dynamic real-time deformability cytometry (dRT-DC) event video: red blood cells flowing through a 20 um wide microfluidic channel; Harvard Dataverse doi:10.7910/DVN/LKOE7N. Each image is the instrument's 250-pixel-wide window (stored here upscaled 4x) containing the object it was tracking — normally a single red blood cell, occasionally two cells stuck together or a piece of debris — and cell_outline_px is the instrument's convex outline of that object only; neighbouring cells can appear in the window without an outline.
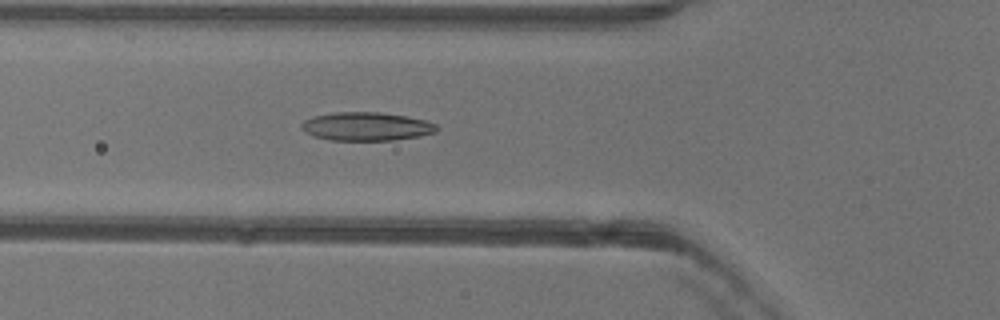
{"species": "common noctule bat (a hibernating species)", "species_latin": "Nyctalus noctula", "temperature_condition": "warm", "stored_images_in_passage": 45, "camera_frame_rate_fps": 3000, "um_per_image_px": 0.085, "animal": {"sex": "female"}, "frame": {"image": 1, "passage_image": 17, "time_ms": 5.333, "image_size_px": [1000, 320], "cell_outline_px": [[440, 128], [436, 132], [396, 140], [328, 140], [304, 132], [300, 128], [300, 124], [304, 120], [312, 116], [336, 112], [380, 112], [408, 116], [424, 120], [436, 124]], "centroid_in_image_um": [31.13, 10.74], "position_along_channel_um": 94.7, "area_um2": 22.54}}
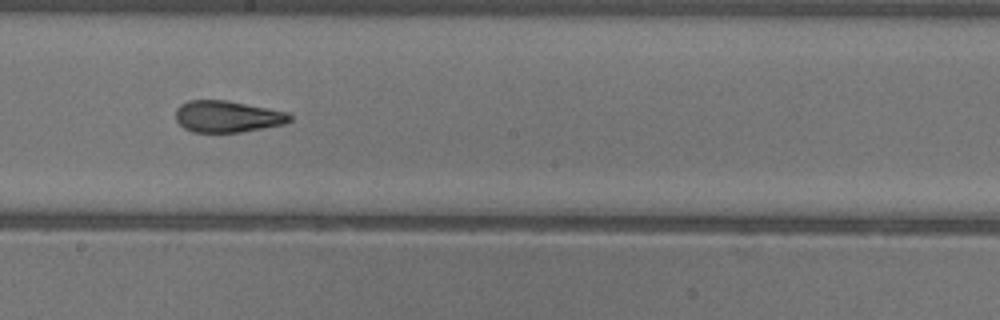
{"frame": {"image": 2, "passage_image": 27, "time_ms": 8.667, "image_size_px": [1000, 320], "cell_outline_px": [[292, 120], [284, 124], [240, 132], [192, 132], [184, 128], [176, 120], [176, 108], [180, 104], [188, 100], [224, 100], [288, 112], [292, 116]], "centroid_in_image_um": [19.31, 9.9], "position_along_channel_um": 228.9, "area_um2": 20.92}}
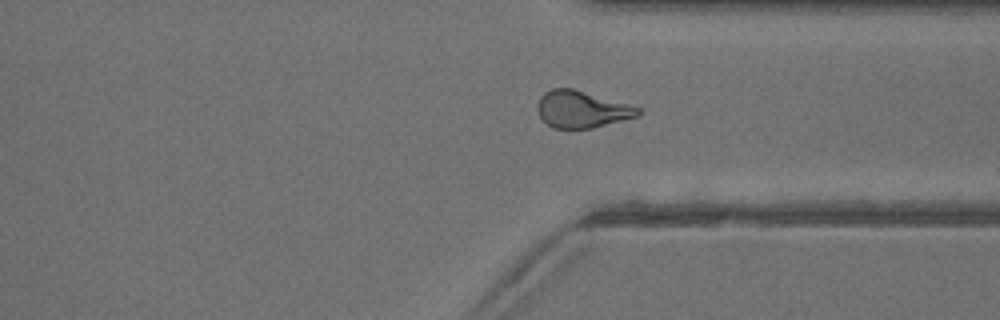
{"frame": {"image": 3, "passage_image": 37, "time_ms": 12.0, "image_size_px": [1000, 320], "cell_outline_px": [[640, 116], [592, 128], [552, 128], [540, 116], [536, 108], [536, 104], [540, 96], [544, 92], [552, 88], [572, 88], [640, 108]], "centroid_in_image_um": [49.41, 9.29], "position_along_channel_um": 362.0, "area_um2": 21.44}, "authors_computed_cell_mechanics": {"area_um2": 21.8484, "velocity_mm_per_s": 4.0039, "shape_relaxation_time_tau1_ms": 10.7446, "shape_relaxation_time_tau2_ms": 1.932, "deformation_change_tau1": 0.2531, "deformation_change_tau2": 0.106}}